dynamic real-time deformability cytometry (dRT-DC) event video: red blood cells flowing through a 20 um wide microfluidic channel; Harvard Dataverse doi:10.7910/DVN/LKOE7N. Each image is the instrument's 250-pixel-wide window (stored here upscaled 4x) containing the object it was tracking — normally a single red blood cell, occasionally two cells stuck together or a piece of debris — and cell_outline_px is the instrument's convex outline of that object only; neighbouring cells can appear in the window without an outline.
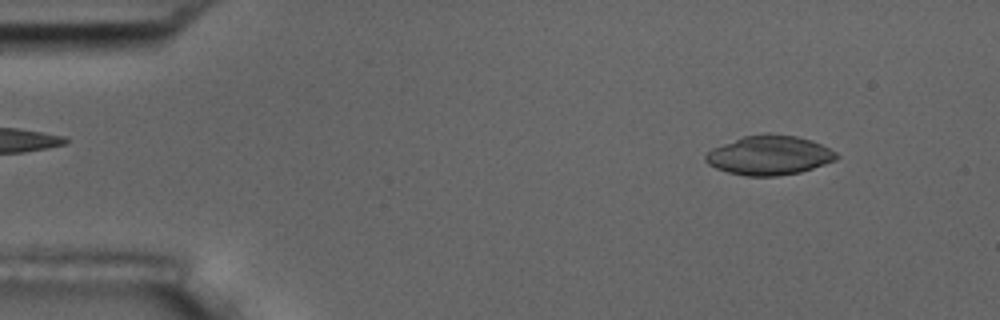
{"species": "common noctule bat (a hibernating species)", "species_latin": "Nyctalus noctula", "temperature_condition": "room temperature", "stored_images_in_passage": 53, "camera_frame_rate_fps": 3000, "um_per_image_px": 0.085, "animal": {"sex": "male", "body_mass_g": 17.5, "forearm_length_mm": 52.3}, "frame": {"image": 1, "passage_image": 5, "time_ms": 1.333, "image_size_px": [1000, 320], "cell_outline_px": [[840, 156], [836, 160], [800, 172], [776, 176], [744, 176], [728, 172], [716, 168], [708, 164], [704, 160], [704, 156], [712, 148], [744, 136], [764, 132], [768, 132], [796, 136], [820, 144], [836, 152]], "centroid_in_image_um": [65.37, 13.19], "position_along_channel_um": 19.6, "area_um2": 30.0}}
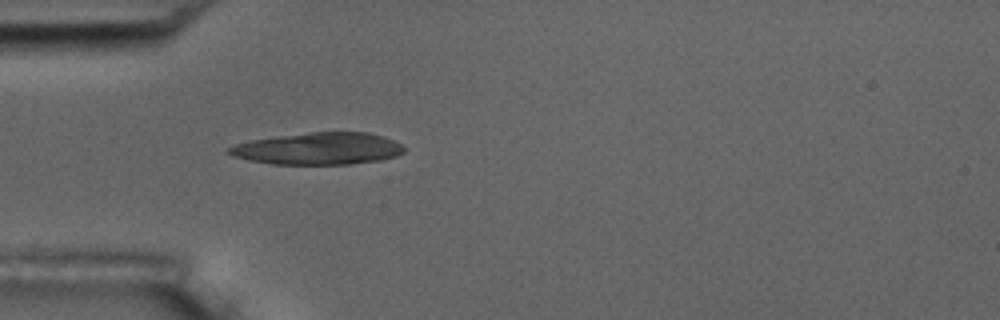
{"frame": {"image": 2, "passage_image": 15, "time_ms": 4.667, "image_size_px": [1000, 320], "cell_outline_px": [[404, 152], [396, 156], [380, 160], [348, 164], [268, 164], [248, 160], [232, 156], [224, 152], [224, 148], [248, 140], [276, 136], [308, 132], [368, 132], [384, 136], [400, 144], [404, 148]], "centroid_in_image_um": [26.97, 12.63], "position_along_channel_um": 58.0, "area_um2": 33.0}}